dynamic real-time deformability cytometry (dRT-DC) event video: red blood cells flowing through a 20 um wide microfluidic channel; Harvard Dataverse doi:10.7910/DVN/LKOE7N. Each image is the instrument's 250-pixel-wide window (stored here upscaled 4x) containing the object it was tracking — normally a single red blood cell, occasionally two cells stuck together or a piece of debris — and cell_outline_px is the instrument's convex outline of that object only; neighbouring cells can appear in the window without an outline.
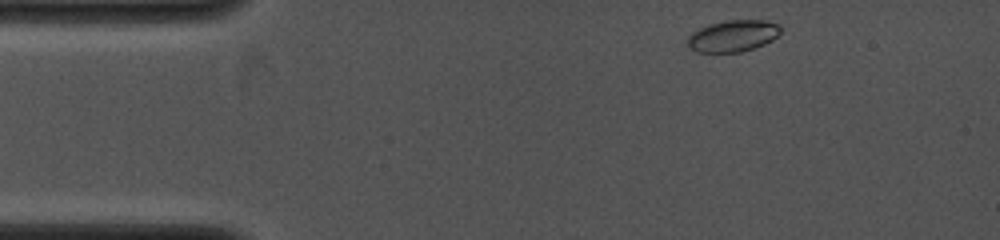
{"species": "common noctule bat (a hibernating species)", "species_latin": "Nyctalus noctula", "temperature_condition": "cold", "stored_images_in_passage": 23, "camera_frame_rate_fps": 4000, "um_per_image_px": 0.085, "animal": {"sex": "female", "body_mass_g": 19.0, "forearm_length_mm": 53.3}, "frame": {"image": 1, "passage_image": 1, "time_ms": 0.0, "image_size_px": [1000, 240], "cell_outline_px": [[780, 32], [772, 40], [764, 44], [740, 52], [696, 52], [688, 48], [688, 36], [692, 32], [708, 24], [728, 20], [764, 20], [776, 24], [780, 28]], "centroid_in_image_um": [62.25, 3.05], "position_along_channel_um": 22.7, "area_um2": 16.99}}
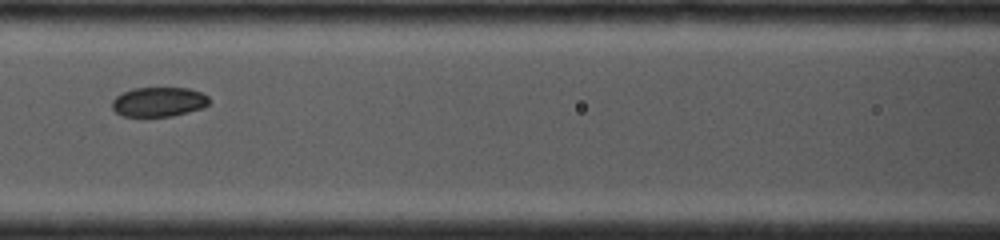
{"frame": {"image": 2, "passage_image": 15, "time_ms": 4.5, "image_size_px": [1000, 240], "cell_outline_px": [[208, 104], [204, 108], [172, 116], [124, 116], [116, 112], [112, 108], [112, 100], [116, 96], [132, 88], [188, 88], [200, 92], [208, 96]], "centroid_in_image_um": [13.49, 8.66], "position_along_channel_um": 153.1, "area_um2": 16.65}}
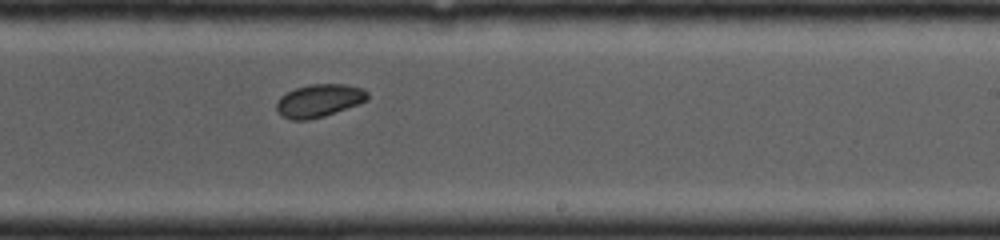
{"frame": {"image": 3, "passage_image": 23, "time_ms": 7.0, "image_size_px": [1000, 240], "cell_outline_px": [[368, 100], [324, 116], [308, 120], [292, 120], [284, 116], [276, 108], [276, 104], [280, 96], [296, 88], [312, 84], [344, 84], [364, 88], [368, 92]], "centroid_in_image_um": [27.14, 8.54], "position_along_channel_um": 261.9, "area_um2": 17.22}}